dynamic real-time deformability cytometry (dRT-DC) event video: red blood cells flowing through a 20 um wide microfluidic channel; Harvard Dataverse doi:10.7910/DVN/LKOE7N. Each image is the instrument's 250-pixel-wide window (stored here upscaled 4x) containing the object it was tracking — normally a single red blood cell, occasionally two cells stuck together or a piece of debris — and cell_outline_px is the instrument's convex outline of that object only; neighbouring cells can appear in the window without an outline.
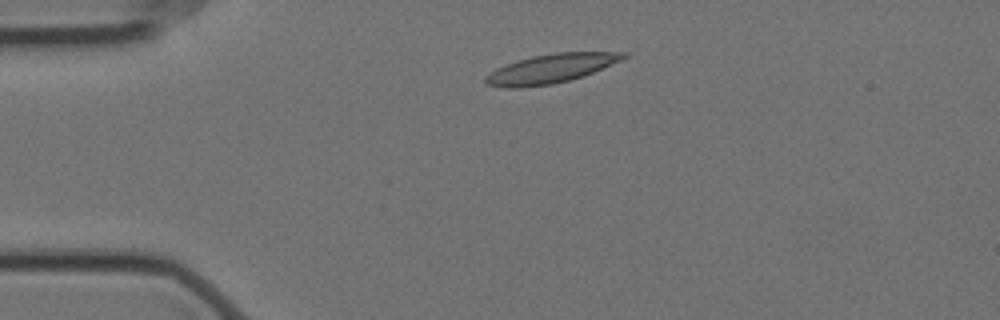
{"species": "Egyptian fruit bat (a non-hibernating species)", "species_latin": "Rousettus aegyptiacus", "temperature_condition": "cold", "stored_images_in_passage": 29, "camera_frame_rate_fps": 3000, "um_per_image_px": 0.085, "animal": {"sex": "female"}, "frame": {"image": 1, "passage_image": 1, "time_ms": 0.0, "image_size_px": [1000, 320], "cell_outline_px": [[628, 56], [620, 60], [592, 72], [568, 80], [552, 84], [516, 88], [508, 88], [488, 84], [484, 80], [484, 76], [496, 68], [532, 56], [556, 52], [628, 52]], "centroid_in_image_um": [46.8, 5.82], "position_along_channel_um": 38.2, "area_um2": 22.83}}
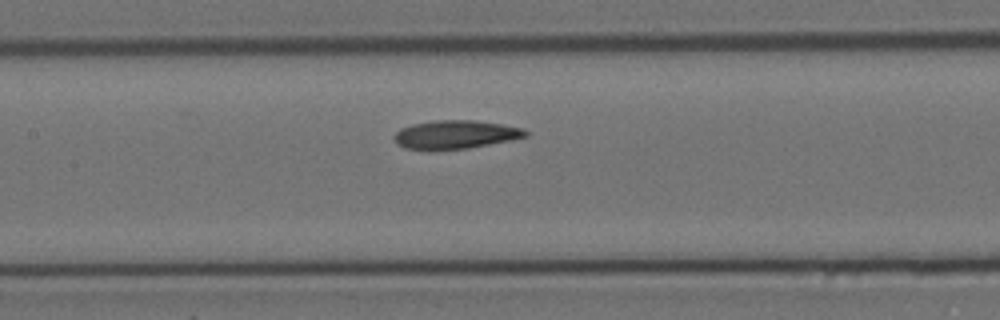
{"frame": {"image": 2, "passage_image": 15, "time_ms": 4.667, "image_size_px": [1000, 320], "cell_outline_px": [[528, 136], [512, 140], [468, 148], [404, 148], [396, 144], [392, 136], [400, 128], [412, 124], [432, 120], [476, 120], [524, 128], [528, 132]], "centroid_in_image_um": [38.72, 11.41], "position_along_channel_um": 168.7, "area_um2": 21.56}}
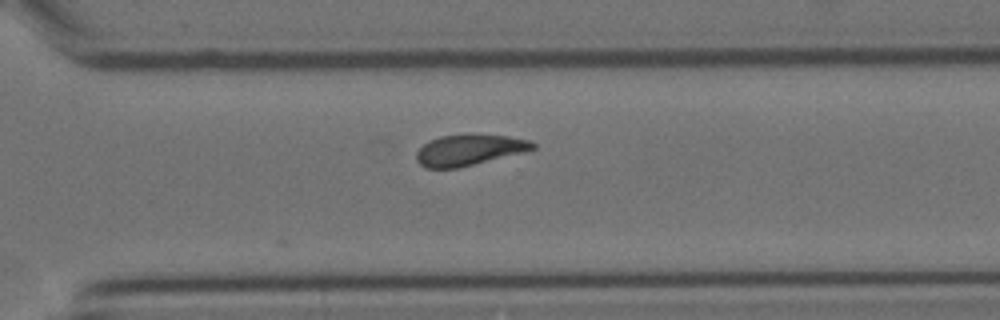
{"frame": {"image": 3, "passage_image": 29, "time_ms": 9.333, "image_size_px": [1000, 320], "cell_outline_px": [[536, 148], [456, 168], [424, 168], [416, 160], [416, 152], [424, 144], [440, 136], [468, 132], [508, 136], [532, 140], [536, 144]], "centroid_in_image_um": [39.86, 12.7], "position_along_channel_um": 330.7, "area_um2": 21.04}}